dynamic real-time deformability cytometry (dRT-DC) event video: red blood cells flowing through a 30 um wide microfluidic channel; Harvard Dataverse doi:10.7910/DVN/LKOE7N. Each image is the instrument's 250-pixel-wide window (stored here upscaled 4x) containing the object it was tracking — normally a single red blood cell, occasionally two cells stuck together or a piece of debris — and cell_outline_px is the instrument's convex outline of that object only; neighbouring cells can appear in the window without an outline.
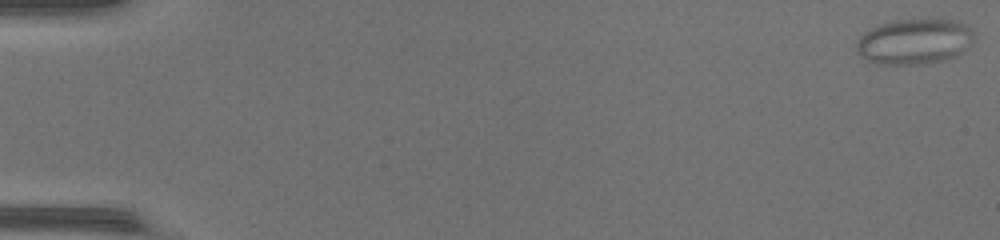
{"species": "common noctule bat (a hibernating species)", "species_latin": "Nyctalus noctula", "temperature_condition": "warm", "stored_images_in_passage": 17, "camera_frame_rate_fps": 3000, "um_per_image_px": 0.085, "animal": {"sex": "female", "body_mass_g": 17.0, "forearm_length_mm": 48.0}, "frame": {"image": 1, "passage_image": 1, "time_ms": 0.0, "image_size_px": [1000, 240], "cell_outline_px": [[976, 36], [972, 44], [964, 52], [956, 56], [928, 64], [876, 64], [860, 56], [856, 52], [856, 40], [864, 32], [880, 24], [896, 20], [952, 20], [964, 24], [972, 28], [976, 32]], "centroid_in_image_um": [77.75, 3.54], "position_along_channel_um": 7.2, "area_um2": 31.5}}
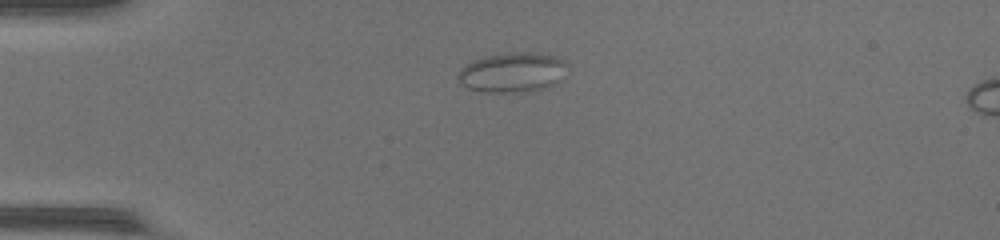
{"frame": {"image": 2, "passage_image": 13, "time_ms": 4.0, "image_size_px": [1000, 240], "cell_outline_px": [[568, 64], [560, 80], [556, 84], [544, 88], [512, 92], [480, 92], [468, 88], [460, 84], [456, 76], [460, 68], [472, 60], [488, 56], [508, 52], [532, 52], [556, 56], [564, 60]], "centroid_in_image_um": [43.52, 6.14], "position_along_channel_um": 41.5, "area_um2": 25.49}}